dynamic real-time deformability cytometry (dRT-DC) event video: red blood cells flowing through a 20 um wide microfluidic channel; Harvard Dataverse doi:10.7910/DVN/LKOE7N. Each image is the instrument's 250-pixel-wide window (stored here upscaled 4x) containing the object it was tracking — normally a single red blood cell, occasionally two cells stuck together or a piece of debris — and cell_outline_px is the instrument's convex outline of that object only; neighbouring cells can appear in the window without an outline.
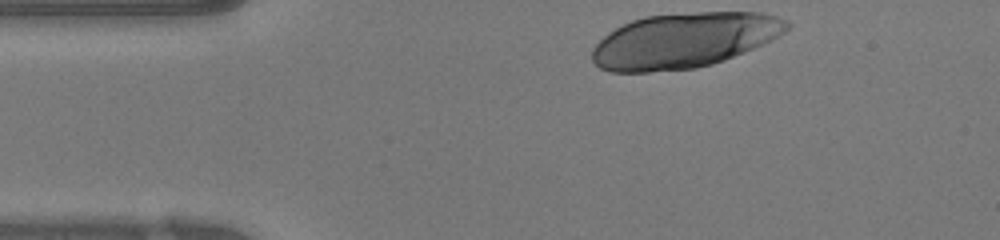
{"species": "human", "species_latin": "Homo sapiens", "temperature_condition": "warm", "stored_images_in_passage": 31, "camera_frame_rate_fps": 3000, "um_per_image_px": 0.085, "donor": {"sex": "female"}, "frame": {"image": 1, "passage_image": 1, "time_ms": 0.0, "image_size_px": [1000, 240], "cell_outline_px": [[792, 24], [780, 36], [764, 44], [724, 60], [712, 64], [696, 68], [648, 72], [608, 72], [600, 68], [592, 60], [592, 48], [608, 32], [632, 20], [644, 16], [696, 12], [764, 12], [788, 20]], "centroid_in_image_um": [58.17, 3.43], "position_along_channel_um": 26.8, "area_um2": 62.83}}